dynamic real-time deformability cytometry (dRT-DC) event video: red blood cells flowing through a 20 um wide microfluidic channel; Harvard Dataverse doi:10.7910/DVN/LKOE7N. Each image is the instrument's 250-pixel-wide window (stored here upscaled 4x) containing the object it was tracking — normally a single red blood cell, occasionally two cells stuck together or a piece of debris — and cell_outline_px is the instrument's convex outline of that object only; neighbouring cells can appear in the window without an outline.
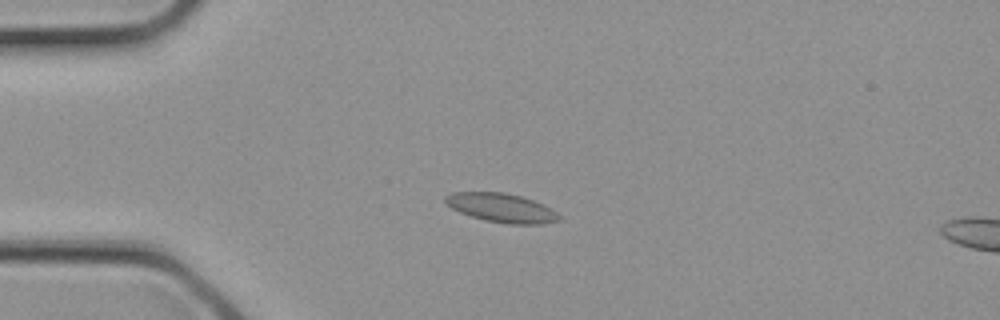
{"species": "common noctule bat (a hibernating species)", "species_latin": "Nyctalus noctula", "temperature_condition": "cold", "stored_images_in_passage": 4, "camera_frame_rate_fps": 3000, "um_per_image_px": 0.085, "animal": {"sex": "female", "body_mass_g": 21.9}, "frame": {"image": 1, "passage_image": 3, "time_ms": 0.667, "image_size_px": [1000, 320], "cell_outline_px": [[560, 220], [544, 224], [508, 224], [484, 220], [460, 212], [444, 204], [444, 196], [452, 192], [504, 192], [524, 196], [544, 204], [556, 212], [560, 216]], "centroid_in_image_um": [42.62, 17.66], "position_along_channel_um": 42.4, "area_um2": 19.42}}